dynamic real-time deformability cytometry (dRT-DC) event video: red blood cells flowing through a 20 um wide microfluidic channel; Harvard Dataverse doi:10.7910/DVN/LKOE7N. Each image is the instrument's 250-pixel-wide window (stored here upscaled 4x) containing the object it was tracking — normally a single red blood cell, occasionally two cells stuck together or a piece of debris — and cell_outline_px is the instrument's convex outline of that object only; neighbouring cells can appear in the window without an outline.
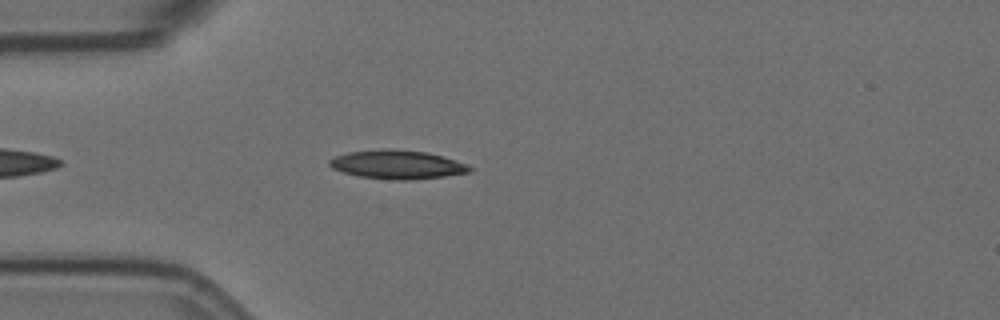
{"species": "Egyptian fruit bat (a non-hibernating species)", "species_latin": "Rousettus aegyptiacus", "temperature_condition": "room temperature", "stored_images_in_passage": 20, "camera_frame_rate_fps": 3000, "um_per_image_px": 0.085, "animal": {"sex": "female"}, "frame": {"image": 1, "passage_image": 5, "time_ms": 1.333, "image_size_px": [1000, 320], "cell_outline_px": [[472, 172], [444, 176], [412, 180], [396, 180], [360, 176], [344, 172], [332, 168], [328, 164], [328, 160], [336, 156], [348, 152], [384, 148], [388, 148], [428, 152], [444, 156], [468, 164], [472, 168]], "centroid_in_image_um": [33.8, 13.98], "position_along_channel_um": 51.2, "area_um2": 23.64}}
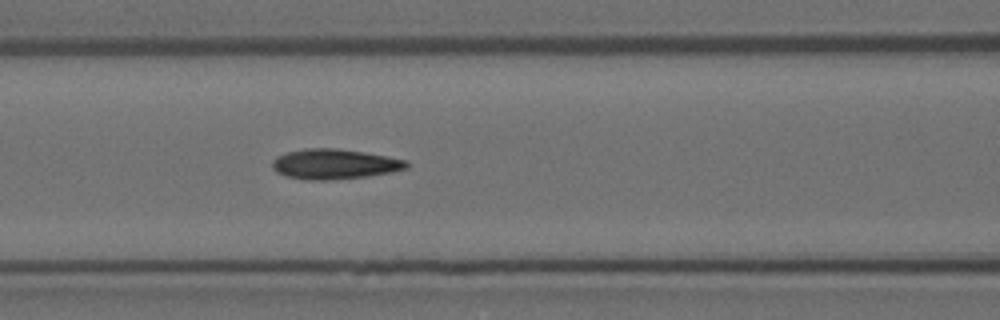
{"frame": {"image": 2, "passage_image": 13, "time_ms": 4.0, "image_size_px": [1000, 320], "cell_outline_px": [[408, 168], [392, 172], [368, 176], [328, 180], [308, 180], [288, 176], [276, 172], [272, 168], [272, 160], [276, 156], [288, 152], [304, 148], [336, 148], [364, 152], [408, 160]], "centroid_in_image_um": [28.43, 13.94], "position_along_channel_um": 138.2, "area_um2": 23.58}}
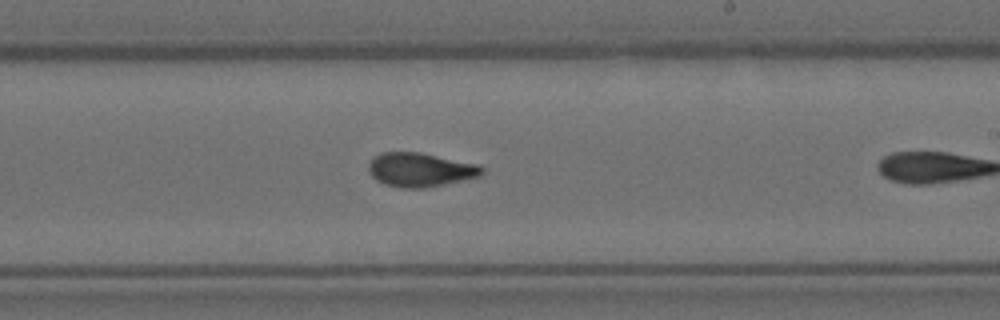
{"frame": {"image": 3, "passage_image": 19, "time_ms": 6.0, "image_size_px": [1000, 320], "cell_outline_px": [[484, 172], [480, 176], [464, 180], [424, 188], [400, 188], [384, 184], [376, 180], [368, 172], [368, 164], [380, 152], [420, 152], [476, 164], [484, 168]], "centroid_in_image_um": [35.7, 14.43], "position_along_channel_um": 253.3, "area_um2": 22.43}}